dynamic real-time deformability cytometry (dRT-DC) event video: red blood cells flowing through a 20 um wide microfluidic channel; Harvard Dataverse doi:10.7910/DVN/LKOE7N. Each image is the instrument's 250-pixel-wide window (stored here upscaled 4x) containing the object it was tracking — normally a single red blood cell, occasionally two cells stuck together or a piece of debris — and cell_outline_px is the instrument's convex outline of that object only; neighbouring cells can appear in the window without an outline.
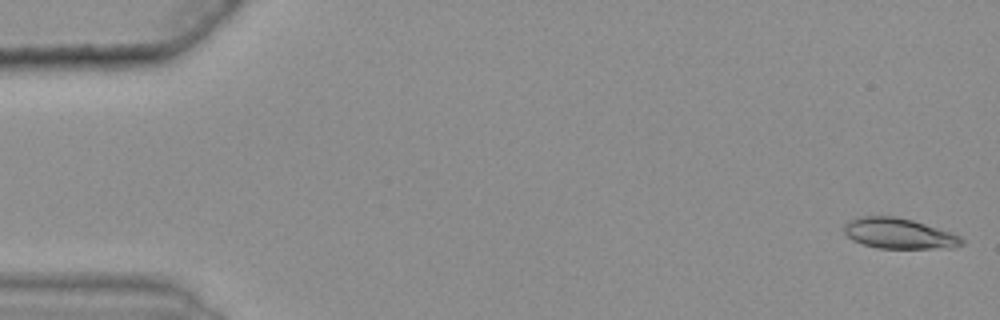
{"species": "common noctule bat (a hibernating species)", "species_latin": "Nyctalus noctula", "temperature_condition": "warm", "stored_images_in_passage": 47, "camera_frame_rate_fps": 3000, "um_per_image_px": 0.085, "animal": {"sex": "female", "body_mass_g": 25.1}, "frame": {"image": 1, "passage_image": 1, "time_ms": 0.0, "image_size_px": [1000, 320], "cell_outline_px": [[964, 244], [952, 248], [876, 248], [852, 240], [844, 232], [844, 224], [852, 220], [864, 216], [896, 216], [912, 220], [952, 232], [960, 236], [964, 240]], "centroid_in_image_um": [76.45, 19.85], "position_along_channel_um": 8.6, "area_um2": 20.87}}
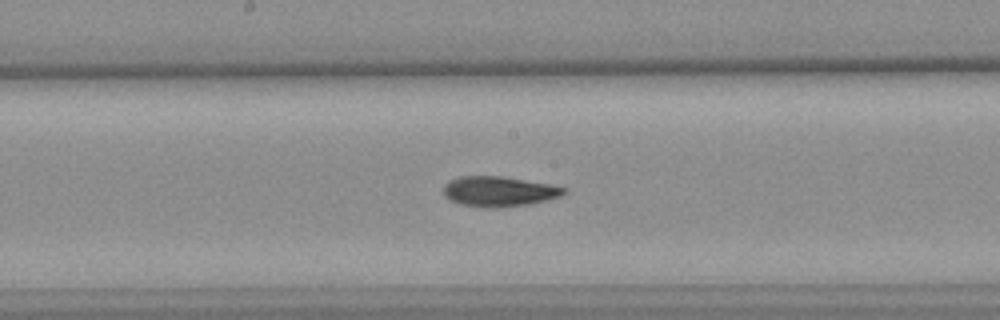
{"frame": {"image": 2, "passage_image": 29, "time_ms": 9.333, "image_size_px": [1000, 320], "cell_outline_px": [[568, 192], [560, 196], [528, 204], [500, 208], [484, 208], [460, 204], [444, 196], [444, 184], [448, 180], [460, 176], [500, 176], [548, 184], [568, 188]], "centroid_in_image_um": [42.39, 16.27], "position_along_channel_um": 205.8, "area_um2": 21.15}}
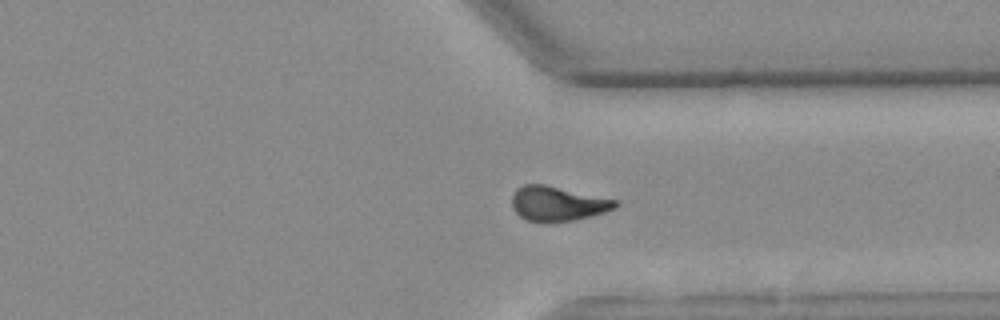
{"frame": {"image": 3, "passage_image": 42, "time_ms": 13.667, "image_size_px": [1000, 320], "cell_outline_px": [[620, 204], [616, 208], [592, 216], [572, 220], [524, 220], [512, 208], [512, 196], [516, 188], [524, 184], [544, 184], [620, 200]], "centroid_in_image_um": [47.44, 17.27], "position_along_channel_um": 364.0, "area_um2": 20.75}, "authors_computed_cell_mechanics": {"area_um2": 20.8658, "velocity_mm_per_s": 3.6418, "shape_relaxation_time_tau1_ms": 7.7249, "shape_relaxation_time_tau2_ms": 3.5389, "deformation_change_tau1": 0.206, "deformation_change_tau2": 0.0924}}